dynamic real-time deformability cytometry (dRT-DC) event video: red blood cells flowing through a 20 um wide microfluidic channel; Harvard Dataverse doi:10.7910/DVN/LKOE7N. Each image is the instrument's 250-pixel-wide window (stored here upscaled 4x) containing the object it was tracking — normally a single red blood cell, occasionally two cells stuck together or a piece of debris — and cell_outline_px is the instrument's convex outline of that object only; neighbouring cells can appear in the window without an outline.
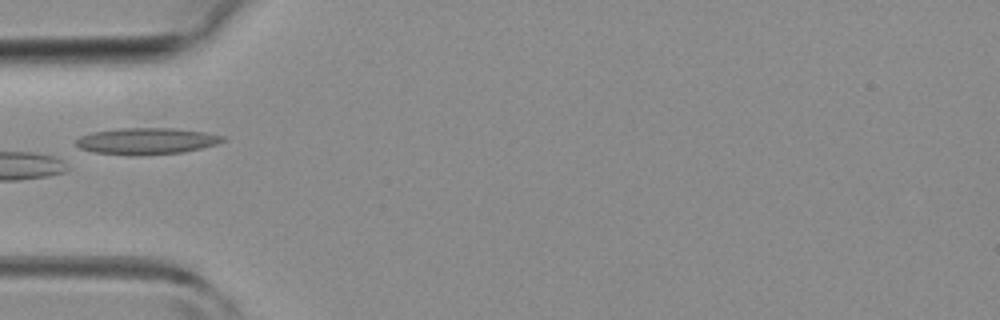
{"species": "common noctule bat (a hibernating species)", "species_latin": "Nyctalus noctula", "temperature_condition": "room temperature", "stored_images_in_passage": 3, "camera_frame_rate_fps": 3000, "um_per_image_px": 0.085, "animal": {"sex": "female", "body_mass_g": 19.3, "forearm_length_mm": 54.1}, "frame": {"image": 1, "passage_image": 3, "time_ms": 2.333, "image_size_px": [1000, 320], "cell_outline_px": [[228, 140], [216, 144], [184, 152], [136, 156], [132, 156], [92, 152], [80, 148], [76, 144], [76, 140], [80, 136], [92, 132], [120, 128], [172, 128], [204, 132], [224, 136]], "centroid_in_image_um": [12.45, 12.0], "position_along_channel_um": 72.5, "area_um2": 22.77}}